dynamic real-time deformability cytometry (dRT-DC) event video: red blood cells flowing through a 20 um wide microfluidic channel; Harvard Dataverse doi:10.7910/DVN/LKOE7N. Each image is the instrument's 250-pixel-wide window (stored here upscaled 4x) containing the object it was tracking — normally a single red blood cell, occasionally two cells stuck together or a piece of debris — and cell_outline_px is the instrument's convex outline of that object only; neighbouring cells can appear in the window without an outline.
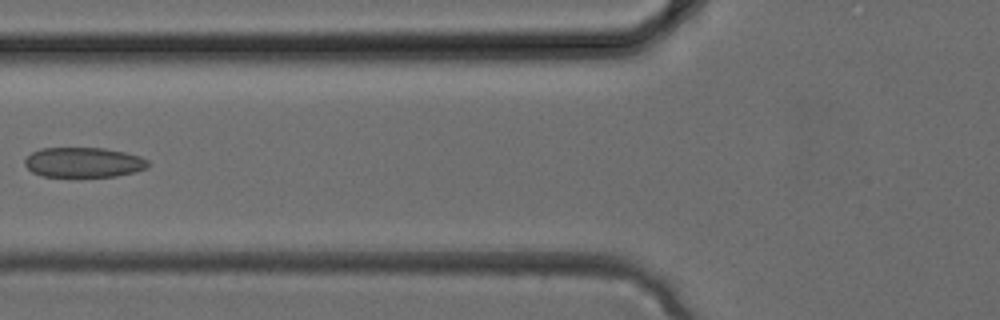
{"species": "common noctule bat (a hibernating species)", "species_latin": "Nyctalus noctula", "temperature_condition": "cold", "stored_images_in_passage": 3, "camera_frame_rate_fps": 3000, "um_per_image_px": 0.085, "animal": {"sex": "female", "body_mass_g": 24.6, "forearm_length_mm": 56.2}, "frame": {"image": 1, "passage_image": 3, "time_ms": 0.667, "image_size_px": [1000, 320], "cell_outline_px": [[148, 168], [136, 172], [116, 176], [44, 176], [32, 172], [24, 164], [24, 160], [32, 152], [40, 148], [104, 148], [124, 152], [140, 156], [148, 160]], "centroid_in_image_um": [7.12, 13.79], "position_along_channel_um": 118.7, "area_um2": 21.5}}